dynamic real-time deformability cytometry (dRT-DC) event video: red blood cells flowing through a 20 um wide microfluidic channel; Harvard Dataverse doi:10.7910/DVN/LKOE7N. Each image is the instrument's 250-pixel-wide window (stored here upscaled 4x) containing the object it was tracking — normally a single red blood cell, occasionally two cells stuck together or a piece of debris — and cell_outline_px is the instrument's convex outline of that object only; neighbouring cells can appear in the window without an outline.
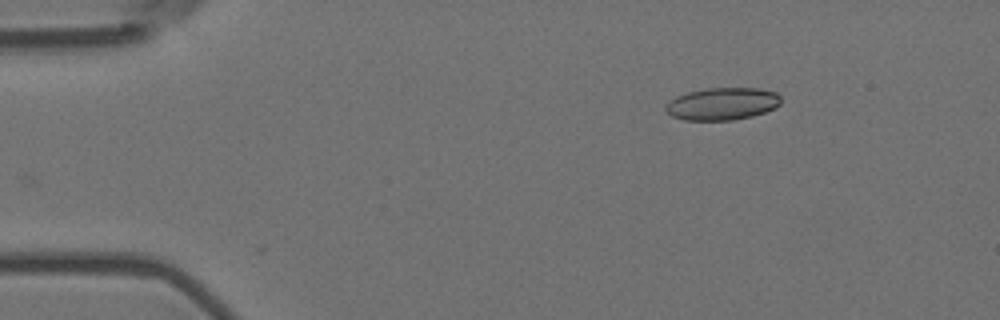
{"species": "Egyptian fruit bat (a non-hibernating species)", "species_latin": "Rousettus aegyptiacus", "temperature_condition": "room temperature", "stored_images_in_passage": 42, "camera_frame_rate_fps": 3000, "um_per_image_px": 0.085, "animal": {"sex": "female"}, "frame": {"image": 1, "passage_image": 1, "time_ms": 0.0, "image_size_px": [1000, 320], "cell_outline_px": [[780, 104], [776, 108], [752, 116], [732, 120], [684, 120], [672, 116], [664, 112], [664, 108], [676, 96], [688, 92], [708, 88], [760, 88], [776, 92], [780, 96]], "centroid_in_image_um": [61.4, 8.82], "position_along_channel_um": 23.6, "area_um2": 21.79}}
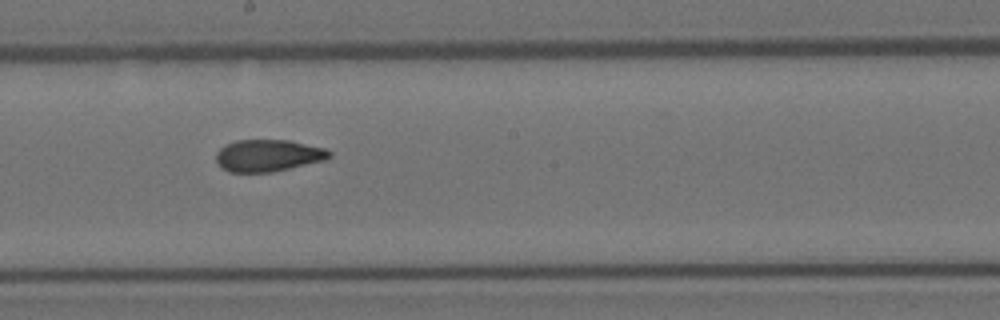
{"frame": {"image": 2, "passage_image": 24, "time_ms": 7.667, "image_size_px": [1000, 320], "cell_outline_px": [[332, 156], [324, 160], [272, 172], [228, 172], [220, 168], [216, 160], [216, 152], [224, 144], [236, 140], [288, 140], [324, 148], [332, 152]], "centroid_in_image_um": [22.74, 13.22], "position_along_channel_um": 225.5, "area_um2": 21.15}}
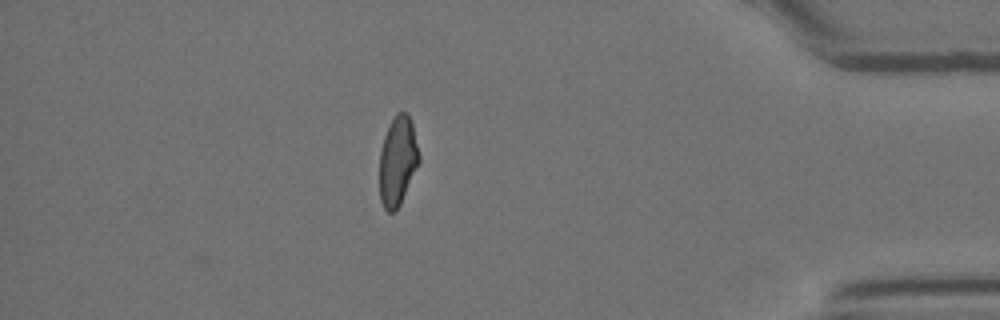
{"frame": {"image": 3, "passage_image": 42, "time_ms": 13.667, "image_size_px": [1000, 320], "cell_outline_px": [[420, 160], [400, 204], [396, 212], [388, 212], [384, 208], [380, 200], [380, 152], [384, 136], [396, 112], [408, 112], [412, 124], [420, 156]], "centroid_in_image_um": [33.8, 13.69], "position_along_channel_um": 401.4, "area_um2": 20.4}, "authors_computed_cell_mechanics": {"area_um2": 21.5305, "velocity_mm_per_s": 3.6116, "shape_relaxation_time_tau1_ms": 9.9267, "shape_relaxation_time_tau2_ms": 2.3221, "deformation_change_tau1": 0.2242, "deformation_change_tau2": 0.0793}}